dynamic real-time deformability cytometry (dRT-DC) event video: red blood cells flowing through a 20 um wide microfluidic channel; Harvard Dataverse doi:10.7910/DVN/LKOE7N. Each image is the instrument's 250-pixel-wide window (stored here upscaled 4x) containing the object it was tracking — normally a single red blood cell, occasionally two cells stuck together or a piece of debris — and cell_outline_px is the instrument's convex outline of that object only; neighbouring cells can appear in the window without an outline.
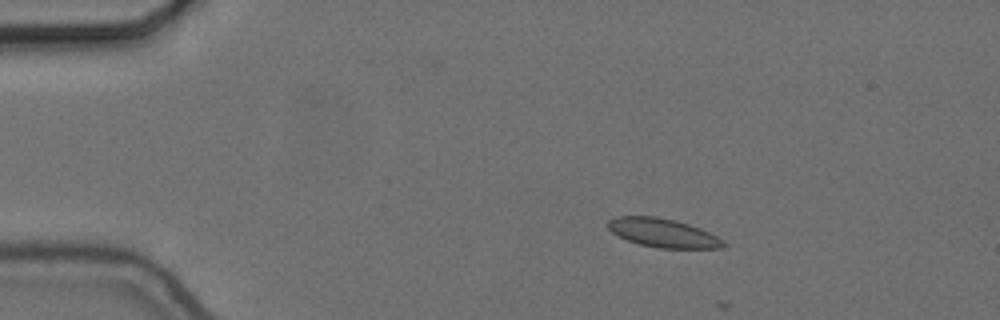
{"species": "common noctule bat (a hibernating species)", "species_latin": "Nyctalus noctula", "temperature_condition": "cold", "stored_images_in_passage": 5, "camera_frame_rate_fps": 3000, "um_per_image_px": 0.085, "animal": {"sex": "female", "body_mass_g": 24.6, "forearm_length_mm": 56.2}, "frame": {"image": 1, "passage_image": 1, "time_ms": 0.0, "image_size_px": [1000, 320], "cell_outline_px": [[728, 244], [724, 248], [656, 248], [640, 244], [628, 240], [612, 232], [608, 228], [608, 220], [616, 216], [656, 216], [676, 220], [700, 228], [724, 240]], "centroid_in_image_um": [56.38, 19.79], "position_along_channel_um": 28.6, "area_um2": 19.36}}